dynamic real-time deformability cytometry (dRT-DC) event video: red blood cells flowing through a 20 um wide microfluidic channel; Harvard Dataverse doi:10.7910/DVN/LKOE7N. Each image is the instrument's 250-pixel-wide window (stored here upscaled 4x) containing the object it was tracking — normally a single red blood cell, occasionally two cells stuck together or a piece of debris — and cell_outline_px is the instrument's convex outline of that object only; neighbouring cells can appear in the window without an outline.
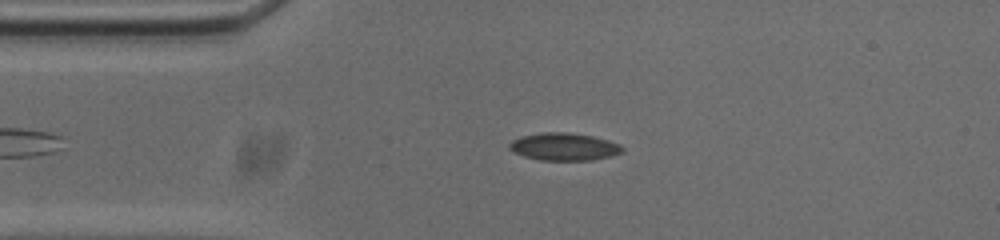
{"species": "common noctule bat (a hibernating species)", "species_latin": "Nyctalus noctula", "temperature_condition": "cold", "stored_images_in_passage": 48, "camera_frame_rate_fps": 3000, "um_per_image_px": 0.085, "animal": {"sex": "male", "body_mass_g": 20.0, "forearm_length_mm": 53.3}, "frame": {"image": 1, "passage_image": 10, "time_ms": 3.0, "image_size_px": [1000, 240], "cell_outline_px": [[624, 152], [592, 160], [540, 160], [524, 156], [508, 148], [508, 144], [512, 140], [520, 136], [544, 132], [564, 132], [592, 136], [608, 140], [620, 144], [624, 148]], "centroid_in_image_um": [47.94, 12.46], "position_along_channel_um": 37.1, "area_um2": 18.03}}
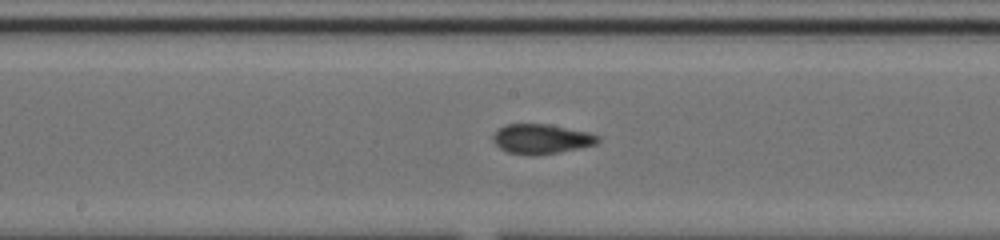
{"frame": {"image": 2, "passage_image": 25, "time_ms": 8.0, "image_size_px": [1000, 240], "cell_outline_px": [[600, 140], [596, 144], [580, 148], [560, 152], [508, 152], [500, 148], [492, 140], [492, 136], [504, 124], [548, 124], [588, 132], [600, 136]], "centroid_in_image_um": [46.05, 11.76], "position_along_channel_um": 202.1, "area_um2": 17.46}}
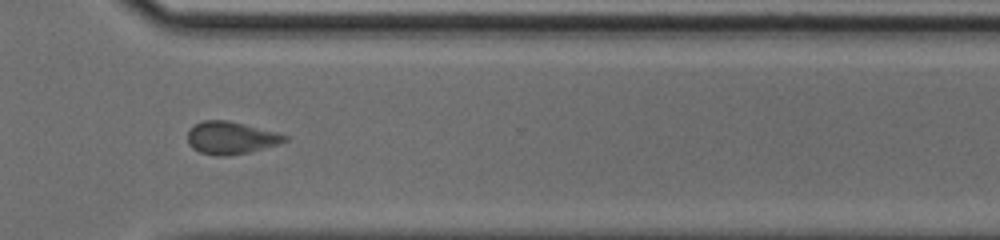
{"frame": {"image": 3, "passage_image": 37, "time_ms": 12.0, "image_size_px": [1000, 240], "cell_outline_px": [[288, 140], [276, 144], [248, 152], [228, 156], [216, 156], [200, 152], [192, 148], [188, 144], [188, 132], [196, 124], [204, 120], [228, 120], [244, 124], [288, 136]], "centroid_in_image_um": [19.58, 11.72], "position_along_channel_um": 351.0, "area_um2": 18.03}, "authors_computed_cell_mechanics": {"area_um2": 17.8024, "velocity_mm_per_s": 3.7215, "shape_relaxation_time_tau1_ms": null, "shape_relaxation_time_tau2_ms": 1.7897, "deformation_change_tau1": null, "deformation_change_tau2": 0.0858}}